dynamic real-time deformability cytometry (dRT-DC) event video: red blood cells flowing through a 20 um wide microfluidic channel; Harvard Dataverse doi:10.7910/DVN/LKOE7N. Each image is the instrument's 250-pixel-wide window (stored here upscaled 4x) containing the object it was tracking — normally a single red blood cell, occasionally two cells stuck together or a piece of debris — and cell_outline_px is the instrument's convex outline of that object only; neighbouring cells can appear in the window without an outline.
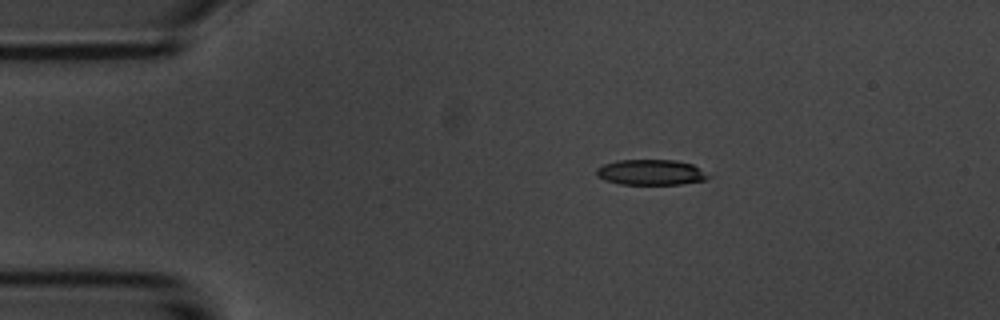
{"species": "common noctule bat (a hibernating species)", "species_latin": "Nyctalus noctula", "temperature_condition": "room temperature", "stored_images_in_passage": 5, "camera_frame_rate_fps": 3000, "um_per_image_px": 0.085, "animal": {"sex": "male", "body_mass_g": 20.1, "forearm_length_mm": 53.5}, "frame": {"image": 1, "passage_image": 2, "time_ms": 1.0, "image_size_px": [1000, 320], "cell_outline_px": [[712, 176], [704, 180], [680, 184], [620, 184], [604, 180], [596, 176], [596, 168], [604, 164], [616, 160], [676, 160], [692, 164]], "centroid_in_image_um": [55.3, 14.64], "position_along_channel_um": 29.7, "area_um2": 16.65}}
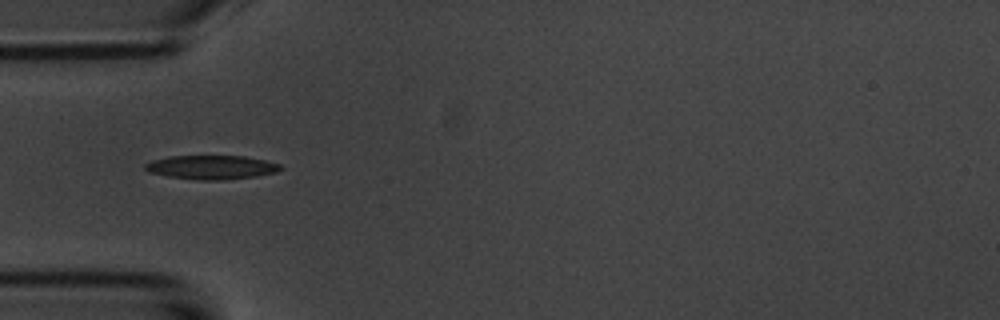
{"frame": {"image": 2, "passage_image": 4, "time_ms": 3.333, "image_size_px": [1000, 320], "cell_outline_px": [[284, 168], [276, 172], [256, 176], [224, 180], [200, 180], [168, 176], [148, 172], [144, 168], [144, 164], [152, 160], [168, 156], [244, 156], [264, 160], [280, 164]], "centroid_in_image_um": [17.96, 14.21], "position_along_channel_um": 67.0, "area_um2": 18.9}}